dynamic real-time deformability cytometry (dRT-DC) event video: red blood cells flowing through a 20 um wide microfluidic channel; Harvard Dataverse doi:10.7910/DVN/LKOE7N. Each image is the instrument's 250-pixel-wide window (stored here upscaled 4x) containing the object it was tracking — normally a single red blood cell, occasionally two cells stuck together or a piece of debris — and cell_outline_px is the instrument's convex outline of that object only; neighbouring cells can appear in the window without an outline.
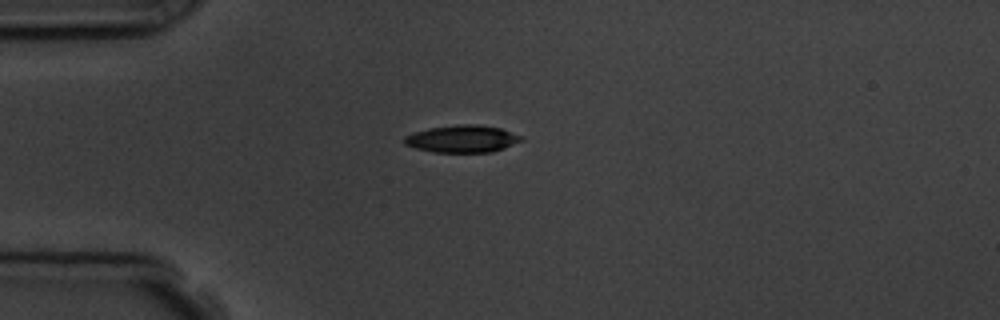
{"species": "common noctule bat (a hibernating species)", "species_latin": "Nyctalus noctula", "temperature_condition": "room temperature", "stored_images_in_passage": 5, "camera_frame_rate_fps": 3000, "um_per_image_px": 0.085, "animal": {"sex": "male", "body_mass_g": 19.5, "forearm_length_mm": 54.6}, "frame": {"image": 1, "passage_image": 4, "time_ms": 4.333, "image_size_px": [1000, 320], "cell_outline_px": [[524, 140], [504, 148], [492, 152], [432, 152], [416, 148], [404, 144], [404, 136], [428, 128], [460, 124], [476, 124], [500, 128], [524, 136]], "centroid_in_image_um": [39.32, 11.8], "position_along_channel_um": 45.7, "area_um2": 18.61}}